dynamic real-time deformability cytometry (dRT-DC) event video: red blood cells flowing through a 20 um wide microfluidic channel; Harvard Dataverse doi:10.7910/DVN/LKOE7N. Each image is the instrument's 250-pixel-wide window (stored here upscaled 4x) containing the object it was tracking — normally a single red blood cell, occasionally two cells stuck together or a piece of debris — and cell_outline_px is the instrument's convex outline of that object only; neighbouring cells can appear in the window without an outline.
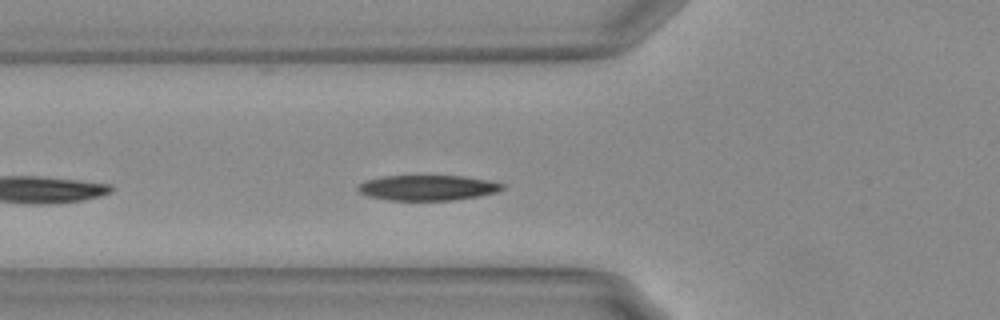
{"species": "Egyptian fruit bat (a non-hibernating species)", "species_latin": "Rousettus aegyptiacus", "temperature_condition": "warm", "stored_images_in_passage": 30, "camera_frame_rate_fps": 3000, "um_per_image_px": 0.085, "animal": {"sex": "female"}, "frame": {"image": 1, "passage_image": 5, "time_ms": 1.333, "image_size_px": [1000, 320], "cell_outline_px": [[504, 188], [496, 192], [480, 196], [452, 200], [388, 200], [368, 196], [360, 192], [356, 188], [356, 184], [364, 180], [384, 176], [464, 176], [488, 180], [504, 184]], "centroid_in_image_um": [36.31, 15.95], "position_along_channel_um": 89.5, "area_um2": 21.39}}
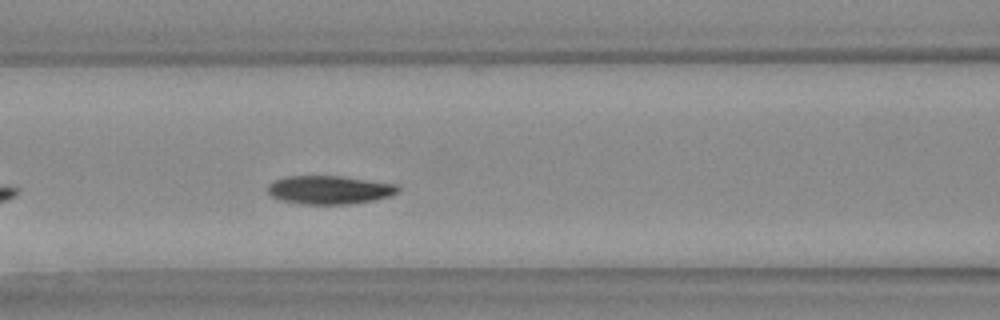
{"frame": {"image": 2, "passage_image": 9, "time_ms": 2.667, "image_size_px": [1000, 320], "cell_outline_px": [[400, 192], [392, 196], [372, 200], [348, 204], [304, 204], [280, 200], [272, 196], [268, 192], [268, 184], [284, 176], [340, 176], [400, 184]], "centroid_in_image_um": [28.05, 16.13], "position_along_channel_um": 138.5, "area_um2": 21.73}, "authors_computed_cell_mechanics": {"area_um2": 21.8195, "velocity_mm_per_s": 3.662, "shape_relaxation_time_tau1_ms": 1.3563, "shape_relaxation_time_tau2_ms": null, "deformation_change_tau1": 0.1043, "deformation_change_tau2": null}}